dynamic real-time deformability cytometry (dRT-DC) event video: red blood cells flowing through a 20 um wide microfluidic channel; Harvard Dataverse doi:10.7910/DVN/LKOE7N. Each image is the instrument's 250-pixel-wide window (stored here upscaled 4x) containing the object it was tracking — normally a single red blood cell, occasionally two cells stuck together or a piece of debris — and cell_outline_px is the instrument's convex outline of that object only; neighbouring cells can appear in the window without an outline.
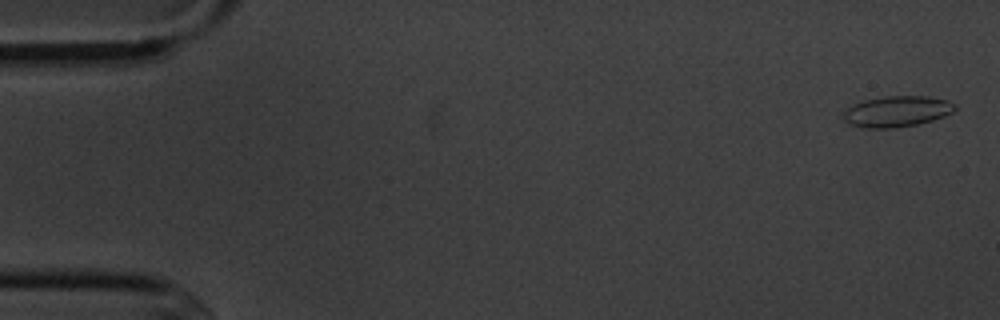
{"species": "common noctule bat (a hibernating species)", "species_latin": "Nyctalus noctula", "temperature_condition": "cold", "stored_images_in_passage": 5, "camera_frame_rate_fps": 3000, "um_per_image_px": 0.085, "animal": {"sex": "male", "body_mass_g": 20.1, "forearm_length_mm": 53.5}, "frame": {"image": 1, "passage_image": 1, "time_ms": 0.0, "image_size_px": [1000, 320], "cell_outline_px": [[956, 108], [952, 112], [944, 116], [932, 120], [916, 124], [896, 128], [864, 128], [852, 124], [844, 120], [844, 112], [848, 108], [864, 100], [888, 96], [928, 96], [948, 100], [956, 104]], "centroid_in_image_um": [76.28, 9.47], "position_along_channel_um": 8.7, "area_um2": 19.88}}
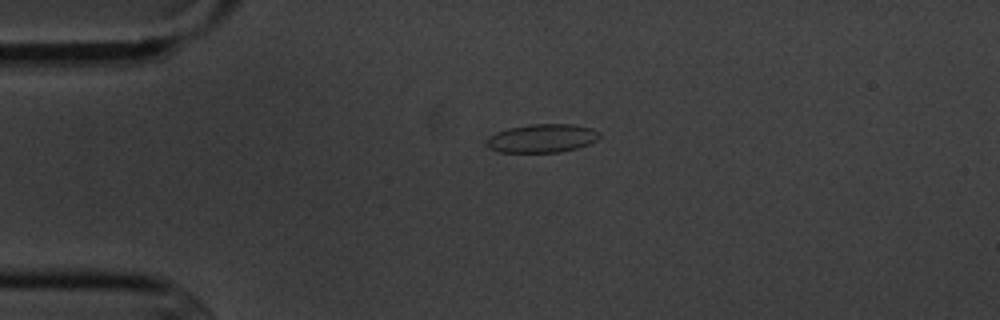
{"frame": {"image": 2, "passage_image": 4, "time_ms": 3.667, "image_size_px": [1000, 320], "cell_outline_px": [[600, 136], [596, 140], [588, 144], [576, 148], [560, 152], [500, 152], [488, 148], [484, 144], [484, 140], [488, 136], [496, 132], [508, 128], [528, 124], [572, 124], [592, 128], [600, 132]], "centroid_in_image_um": [46.02, 11.75], "position_along_channel_um": 39.0, "area_um2": 18.96}}